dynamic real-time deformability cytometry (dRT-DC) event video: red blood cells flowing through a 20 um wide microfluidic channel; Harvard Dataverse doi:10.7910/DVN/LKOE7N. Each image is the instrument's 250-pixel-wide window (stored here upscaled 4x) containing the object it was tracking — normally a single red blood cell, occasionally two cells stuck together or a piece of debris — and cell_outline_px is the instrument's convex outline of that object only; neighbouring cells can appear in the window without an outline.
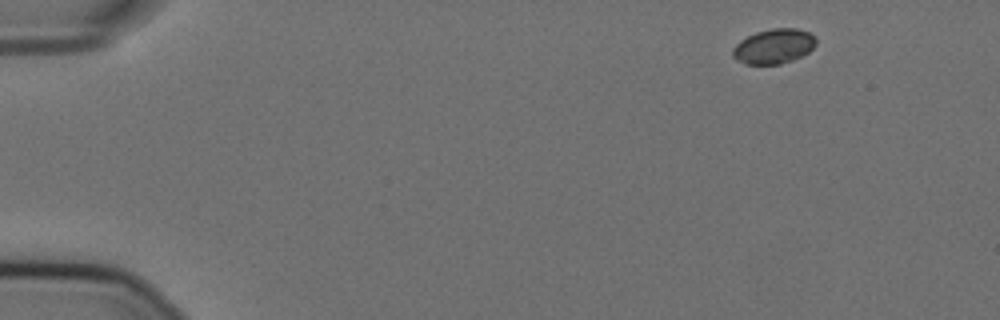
{"species": "Egyptian fruit bat (a non-hibernating species)", "species_latin": "Rousettus aegyptiacus", "temperature_condition": "cold", "stored_images_in_passage": 52, "camera_frame_rate_fps": 3000, "um_per_image_px": 0.085, "animal": {"sex": "female"}, "frame": {"image": 1, "passage_image": 1, "time_ms": 0.0, "image_size_px": [1000, 320], "cell_outline_px": [[816, 44], [808, 52], [792, 60], [780, 64], [744, 64], [732, 56], [732, 48], [740, 40], [756, 32], [772, 28], [796, 28], [808, 32], [816, 36]], "centroid_in_image_um": [65.77, 3.93], "position_along_channel_um": 19.2, "area_um2": 16.88}}
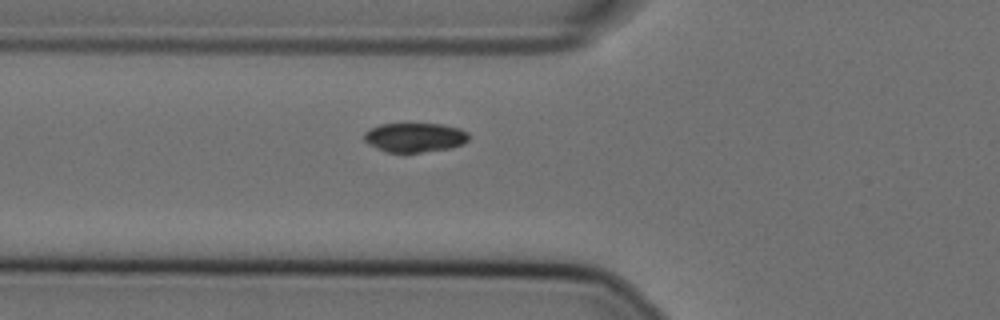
{"frame": {"image": 2, "passage_image": 16, "time_ms": 5.0, "image_size_px": [1000, 320], "cell_outline_px": [[468, 140], [464, 144], [448, 148], [420, 152], [388, 152], [368, 144], [364, 140], [364, 132], [380, 124], [440, 124], [460, 128], [468, 132]], "centroid_in_image_um": [35.27, 11.67], "position_along_channel_um": 90.5, "area_um2": 17.69}}
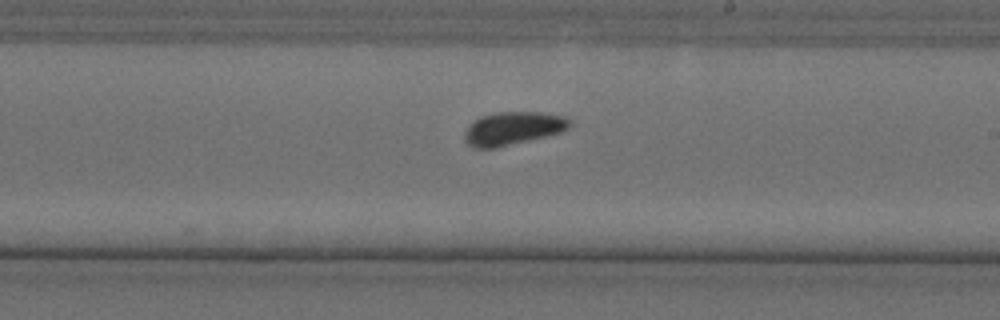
{"frame": {"image": 3, "passage_image": 29, "time_ms": 9.333, "image_size_px": [1000, 320], "cell_outline_px": [[572, 124], [568, 128], [560, 132], [496, 148], [472, 148], [464, 140], [464, 132], [468, 124], [472, 120], [480, 116], [496, 112], [544, 112], [568, 116], [572, 120]], "centroid_in_image_um": [43.58, 10.89], "position_along_channel_um": 245.4, "area_um2": 20.63}, "authors_computed_cell_mechanics": {"area_um2": 18.6116, "velocity_mm_per_s": 3.5651, "shape_relaxation_time_tau1_ms": null, "shape_relaxation_time_tau2_ms": 5.1123, "deformation_change_tau1": null, "deformation_change_tau2": 0.1128}}